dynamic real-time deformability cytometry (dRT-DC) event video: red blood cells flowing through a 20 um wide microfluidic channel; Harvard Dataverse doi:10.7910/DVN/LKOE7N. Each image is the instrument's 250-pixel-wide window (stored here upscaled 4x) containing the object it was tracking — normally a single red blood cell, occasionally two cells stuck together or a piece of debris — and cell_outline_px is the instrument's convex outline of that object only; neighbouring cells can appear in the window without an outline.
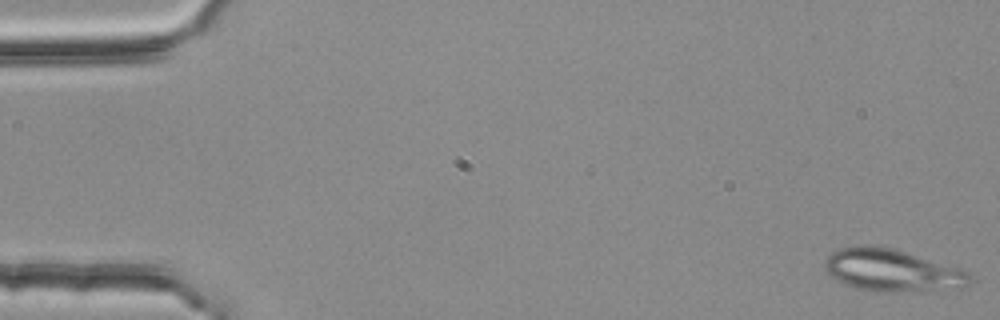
{"species": "common noctule bat (a hibernating species)", "species_latin": "Nyctalus noctula", "temperature_condition": "room temperature", "stored_images_in_passage": 45, "camera_frame_rate_fps": 3000, "um_per_image_px": 0.085, "animal": {"sex": "female", "body_mass_g": 25.1}, "frame": {"image": 1, "passage_image": 1, "time_ms": 0.0, "image_size_px": [1000, 320], "cell_outline_px": [[972, 280], [964, 288], [924, 292], [884, 292], [856, 288], [844, 284], [836, 280], [824, 268], [824, 260], [836, 248], [860, 244], [872, 244], [896, 248], [968, 272]], "centroid_in_image_um": [75.8, 22.98], "position_along_channel_um": 9.2, "area_um2": 36.41}}
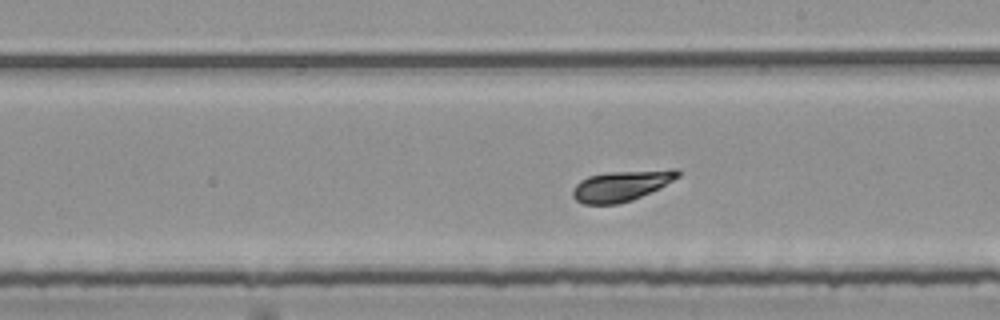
{"frame": {"image": 2, "passage_image": 32, "time_ms": 10.333, "image_size_px": [1000, 320], "cell_outline_px": [[680, 176], [660, 188], [632, 200], [620, 204], [584, 204], [576, 200], [572, 196], [572, 188], [580, 180], [588, 176], [612, 172], [672, 168], [680, 168]], "centroid_in_image_um": [52.85, 15.78], "position_along_channel_um": 236.1, "area_um2": 19.02}}
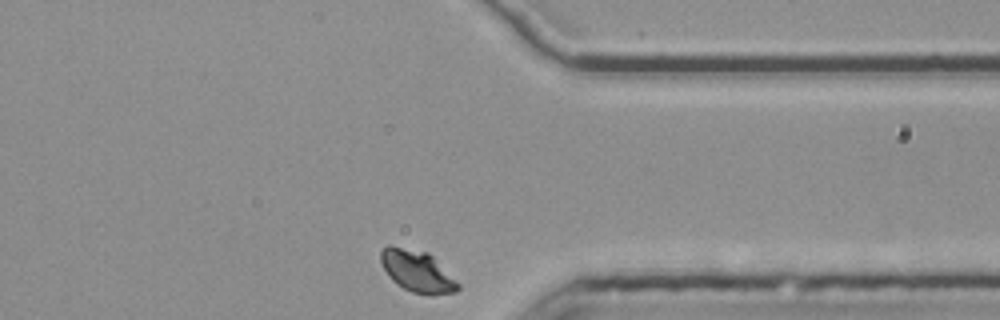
{"frame": {"image": 3, "passage_image": 45, "time_ms": 14.667, "image_size_px": [1000, 320], "cell_outline_px": [[460, 288], [456, 292], [432, 296], [412, 292], [396, 284], [388, 276], [380, 260], [380, 252], [388, 244], [428, 252], [460, 284]], "centroid_in_image_um": [35.46, 23.06], "position_along_channel_um": 375.9, "area_um2": 18.84}}